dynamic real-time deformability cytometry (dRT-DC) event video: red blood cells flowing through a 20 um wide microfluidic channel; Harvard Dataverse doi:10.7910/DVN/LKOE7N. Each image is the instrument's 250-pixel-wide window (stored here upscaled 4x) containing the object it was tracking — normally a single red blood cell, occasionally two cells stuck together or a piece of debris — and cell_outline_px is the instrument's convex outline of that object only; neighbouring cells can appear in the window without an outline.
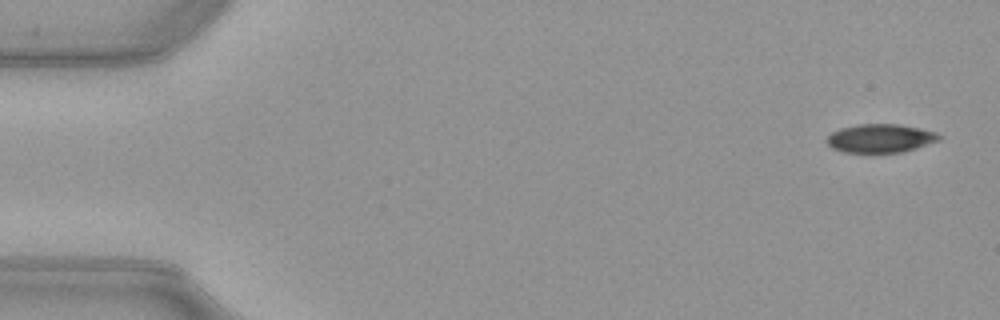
{"species": "common noctule bat (a hibernating species)", "species_latin": "Nyctalus noctula", "temperature_condition": "warm", "stored_images_in_passage": 51, "camera_frame_rate_fps": 3000, "um_per_image_px": 0.085, "animal": {"sex": "female", "body_mass_g": 21.9}, "frame": {"image": 1, "passage_image": 2, "time_ms": 0.333, "image_size_px": [1000, 320], "cell_outline_px": [[944, 136], [940, 140], [904, 152], [844, 152], [832, 148], [824, 140], [832, 132], [840, 128], [856, 124], [900, 124], [920, 128], [936, 132]], "centroid_in_image_um": [74.85, 11.75], "position_along_channel_um": 10.2, "area_um2": 18.84}}
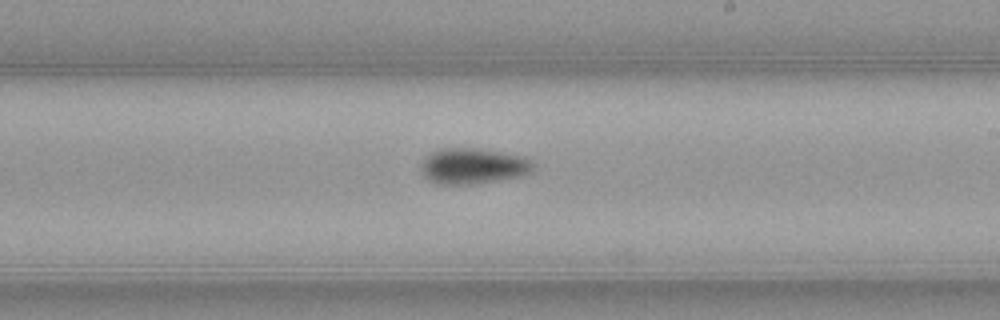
{"frame": {"image": 2, "passage_image": 30, "time_ms": 9.667, "image_size_px": [1000, 320], "cell_outline_px": [[532, 172], [516, 176], [476, 184], [436, 184], [428, 180], [420, 172], [420, 164], [424, 156], [440, 148], [476, 148], [524, 156], [532, 164]], "centroid_in_image_um": [40.1, 14.11], "position_along_channel_um": 248.9, "area_um2": 23.35}}
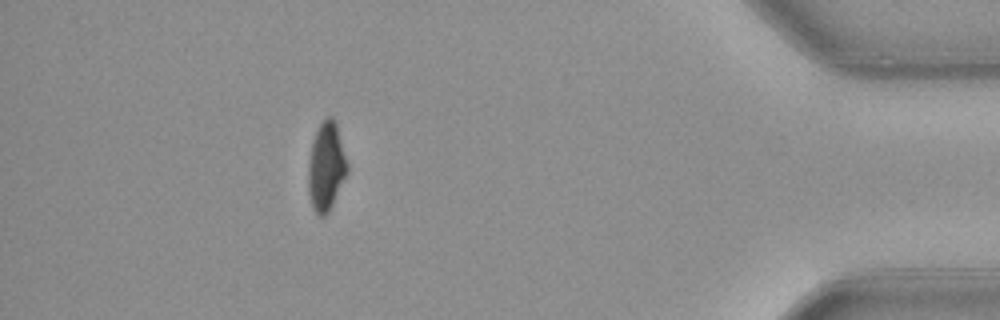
{"frame": {"image": 3, "passage_image": 46, "time_ms": 15.0, "image_size_px": [1000, 320], "cell_outline_px": [[348, 172], [328, 212], [324, 216], [320, 216], [312, 208], [308, 192], [308, 164], [312, 140], [320, 124], [328, 116], [332, 116], [336, 120], [348, 164]], "centroid_in_image_um": [27.73, 14.14], "position_along_channel_um": 407.5, "area_um2": 20.17}, "authors_computed_cell_mechanics": {"area_um2": 21.3282, "velocity_mm_per_s": 3.9976, "shape_relaxation_time_tau1_ms": 6.2328, "shape_relaxation_time_tau2_ms": null, "deformation_change_tau1": 0.1758, "deformation_change_tau2": null}}